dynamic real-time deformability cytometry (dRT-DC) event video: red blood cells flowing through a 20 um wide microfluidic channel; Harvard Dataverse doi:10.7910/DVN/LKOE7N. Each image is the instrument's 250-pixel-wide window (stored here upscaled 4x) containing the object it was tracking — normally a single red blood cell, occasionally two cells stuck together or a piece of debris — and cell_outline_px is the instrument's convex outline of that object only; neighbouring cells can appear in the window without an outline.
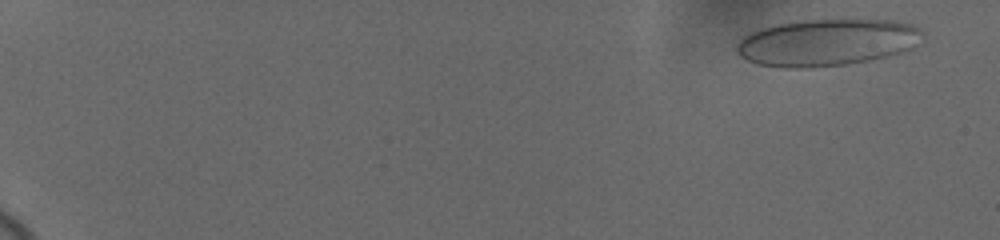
{"species": "human", "species_latin": "Homo sapiens", "temperature_condition": "cold", "stored_images_in_passage": 51, "camera_frame_rate_fps": 3000, "um_per_image_px": 0.085, "donor": {"sex": "female"}, "frame": {"image": 1, "passage_image": 1, "time_ms": 0.0, "image_size_px": [1000, 240], "cell_outline_px": [[920, 32], [908, 48], [900, 52], [868, 60], [848, 64], [812, 68], [784, 68], [760, 64], [748, 60], [740, 56], [736, 48], [740, 40], [744, 36], [752, 32], [764, 28], [780, 24], [808, 20], [888, 20], [908, 24], [916, 28]], "centroid_in_image_um": [70.18, 3.63], "position_along_channel_um": 14.8, "area_um2": 49.36}}
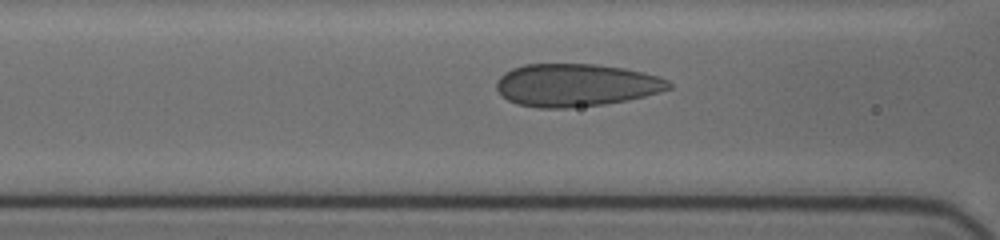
{"frame": {"image": 2, "passage_image": 22, "time_ms": 8.0, "image_size_px": [1000, 240], "cell_outline_px": [[672, 88], [644, 96], [628, 100], [604, 104], [568, 108], [536, 108], [516, 104], [508, 100], [496, 88], [496, 80], [504, 72], [512, 68], [524, 64], [596, 64], [624, 68], [656, 76], [668, 80], [672, 84]], "centroid_in_image_um": [48.92, 7.23], "position_along_channel_um": 117.7, "area_um2": 42.95}}
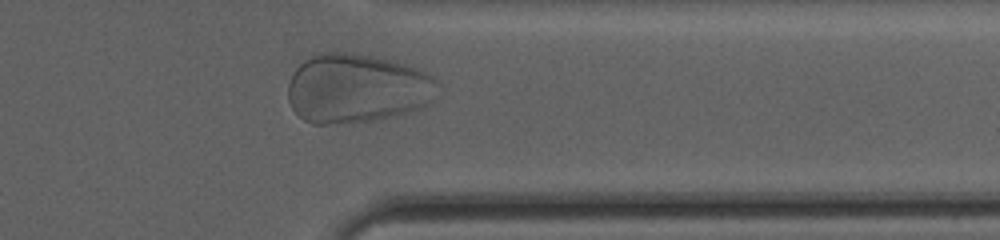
{"frame": {"image": 3, "passage_image": 42, "time_ms": 15.333, "image_size_px": [1000, 240], "cell_outline_px": [[440, 84], [432, 100], [428, 104], [408, 112], [392, 116], [372, 120], [328, 124], [312, 124], [304, 120], [292, 108], [288, 100], [288, 84], [292, 72], [304, 60], [312, 56], [324, 52], [352, 52], [372, 56], [404, 64], [416, 68], [432, 76]], "centroid_in_image_um": [30.31, 7.51], "position_along_channel_um": 381.1, "area_um2": 60.29}}